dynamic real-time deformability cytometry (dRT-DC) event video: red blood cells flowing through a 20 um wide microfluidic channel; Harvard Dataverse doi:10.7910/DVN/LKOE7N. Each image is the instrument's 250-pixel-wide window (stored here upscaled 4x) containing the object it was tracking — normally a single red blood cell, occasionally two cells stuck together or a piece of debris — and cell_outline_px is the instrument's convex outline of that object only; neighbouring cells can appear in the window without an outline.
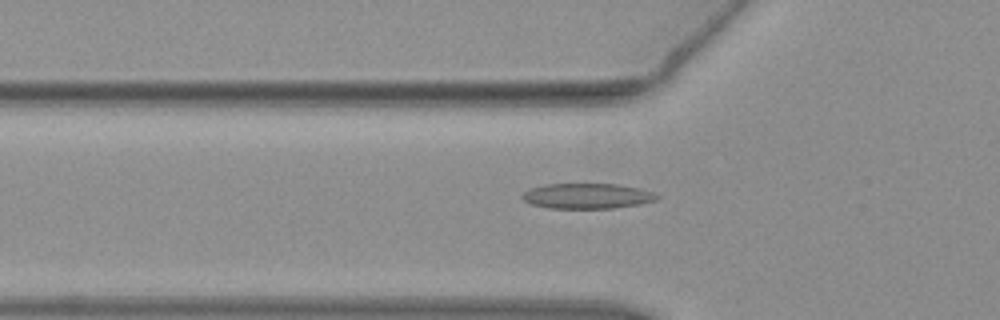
{"species": "common noctule bat (a hibernating species)", "species_latin": "Nyctalus noctula", "temperature_condition": "warm", "stored_images_in_passage": 36, "camera_frame_rate_fps": 3000, "um_per_image_px": 0.085, "animal": {"sex": "female", "body_mass_g": 19.3, "forearm_length_mm": 54.1}, "frame": {"image": 1, "passage_image": 7, "time_ms": 2.0, "image_size_px": [1000, 320], "cell_outline_px": [[660, 196], [656, 200], [640, 204], [612, 208], [548, 208], [532, 204], [524, 200], [520, 196], [524, 192], [532, 188], [544, 184], [620, 184], [640, 188], [652, 192]], "centroid_in_image_um": [49.92, 16.65], "position_along_channel_um": 75.9, "area_um2": 19.83}}
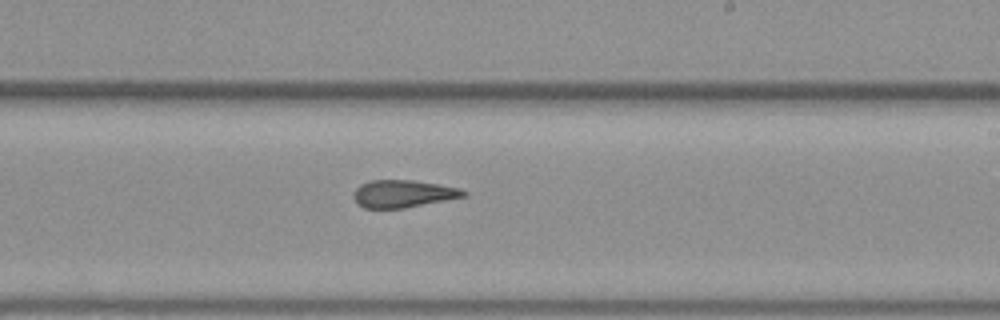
{"frame": {"image": 2, "passage_image": 21, "time_ms": 6.667, "image_size_px": [1000, 320], "cell_outline_px": [[468, 196], [404, 208], [364, 208], [356, 204], [352, 196], [356, 188], [360, 184], [368, 180], [412, 180], [440, 184], [460, 188], [468, 192]], "centroid_in_image_um": [34.26, 16.46], "position_along_channel_um": 254.7, "area_um2": 17.86}}
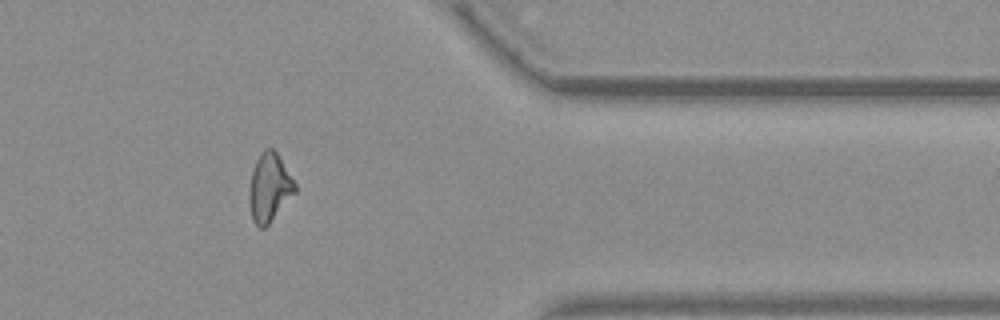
{"frame": {"image": 3, "passage_image": 33, "time_ms": 10.667, "image_size_px": [1000, 320], "cell_outline_px": [[296, 192], [268, 224], [264, 228], [260, 228], [252, 220], [248, 200], [248, 192], [252, 172], [256, 160], [260, 152], [264, 148], [272, 148], [276, 152], [296, 184]], "centroid_in_image_um": [22.87, 15.94], "position_along_channel_um": 388.5, "area_um2": 18.15}}